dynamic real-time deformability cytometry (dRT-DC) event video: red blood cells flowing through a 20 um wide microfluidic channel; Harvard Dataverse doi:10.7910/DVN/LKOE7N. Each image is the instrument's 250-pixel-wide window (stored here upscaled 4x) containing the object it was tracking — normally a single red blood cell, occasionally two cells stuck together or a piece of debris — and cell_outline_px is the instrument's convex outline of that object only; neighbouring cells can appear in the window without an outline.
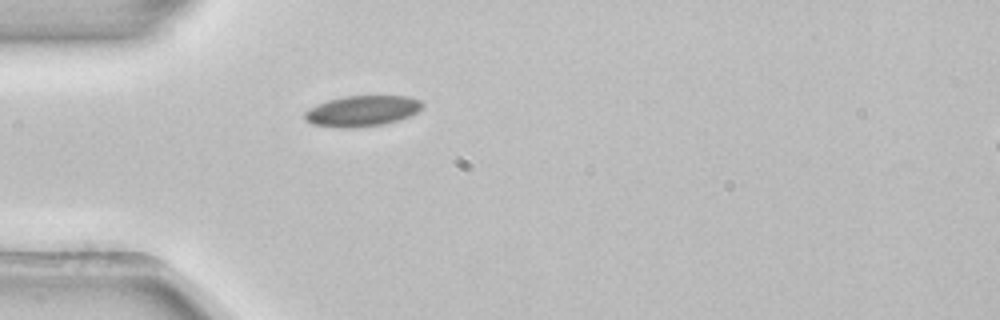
{"species": "common noctule bat (a hibernating species)", "species_latin": "Nyctalus noctula", "temperature_condition": "room temperature", "stored_images_in_passage": 1, "camera_frame_rate_fps": 3000, "um_per_image_px": 0.085, "animal": {"sex": "female", "body_mass_g": 22.7, "forearm_length_mm": 54.2}, "frame": {"image": 1, "passage_image": 1, "time_ms": 0.0, "image_size_px": [1000, 320], "cell_outline_px": [[424, 108], [408, 116], [384, 124], [352, 128], [340, 128], [312, 124], [304, 116], [304, 112], [308, 108], [316, 104], [328, 100], [344, 96], [408, 96], [420, 100], [424, 104]], "centroid_in_image_um": [30.77, 9.42], "position_along_channel_um": 54.2, "area_um2": 21.1}}